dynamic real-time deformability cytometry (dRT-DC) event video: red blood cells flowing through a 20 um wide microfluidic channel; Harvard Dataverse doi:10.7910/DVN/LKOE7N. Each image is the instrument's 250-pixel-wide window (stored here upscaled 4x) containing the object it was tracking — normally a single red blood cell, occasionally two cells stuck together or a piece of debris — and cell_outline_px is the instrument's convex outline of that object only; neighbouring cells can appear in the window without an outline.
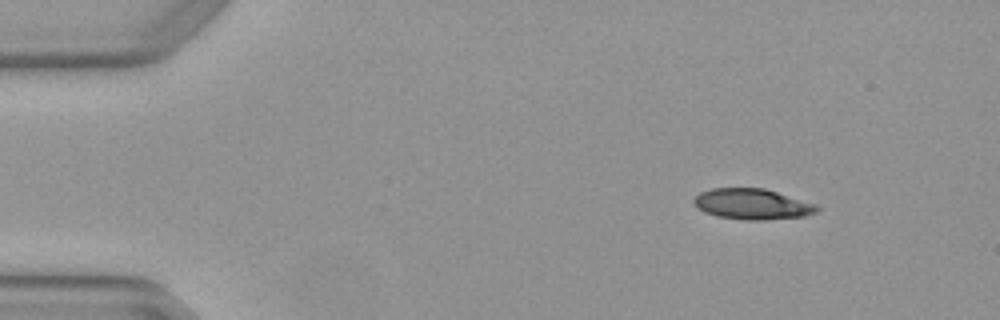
{"species": "Egyptian fruit bat (a non-hibernating species)", "species_latin": "Rousettus aegyptiacus", "temperature_condition": "warm", "stored_images_in_passage": 3, "camera_frame_rate_fps": 3000, "um_per_image_px": 0.085, "animal": {"sex": "female"}, "frame": {"image": 1, "passage_image": 1, "time_ms": 0.0, "image_size_px": [1000, 320], "cell_outline_px": [[820, 208], [816, 212], [804, 216], [764, 220], [744, 220], [716, 216], [704, 212], [696, 208], [692, 200], [700, 192], [712, 188], [764, 188], [816, 204]], "centroid_in_image_um": [63.91, 17.35], "position_along_channel_um": 21.1, "area_um2": 22.08}}